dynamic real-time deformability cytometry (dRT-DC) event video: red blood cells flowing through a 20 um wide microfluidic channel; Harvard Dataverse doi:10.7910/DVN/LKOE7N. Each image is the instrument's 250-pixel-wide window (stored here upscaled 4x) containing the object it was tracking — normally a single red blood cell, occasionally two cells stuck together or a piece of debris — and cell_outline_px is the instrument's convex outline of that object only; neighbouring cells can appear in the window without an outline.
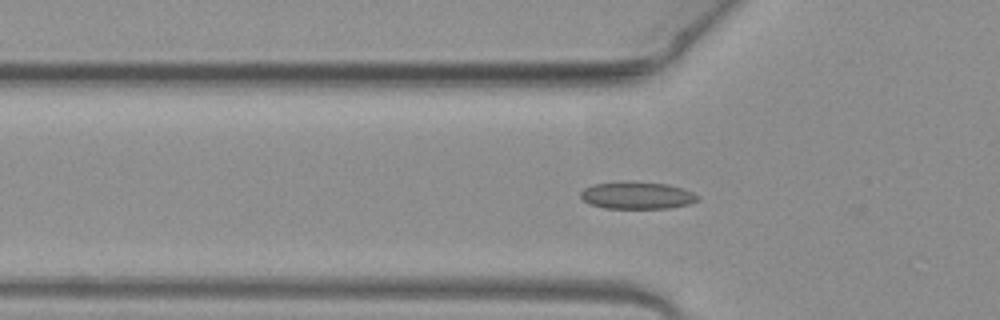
{"species": "common noctule bat (a hibernating species)", "species_latin": "Nyctalus noctula", "temperature_condition": "warm", "stored_images_in_passage": 52, "camera_frame_rate_fps": 3000, "um_per_image_px": 0.085, "animal": {"sex": "female", "body_mass_g": 19.3, "forearm_length_mm": 54.1}, "frame": {"image": 1, "passage_image": 17, "time_ms": 5.333, "image_size_px": [1000, 320], "cell_outline_px": [[700, 200], [688, 204], [668, 208], [604, 208], [588, 204], [580, 196], [580, 192], [584, 188], [592, 184], [668, 184], [684, 188], [700, 196]], "centroid_in_image_um": [54.18, 16.65], "position_along_channel_um": 71.6, "area_um2": 17.86}}
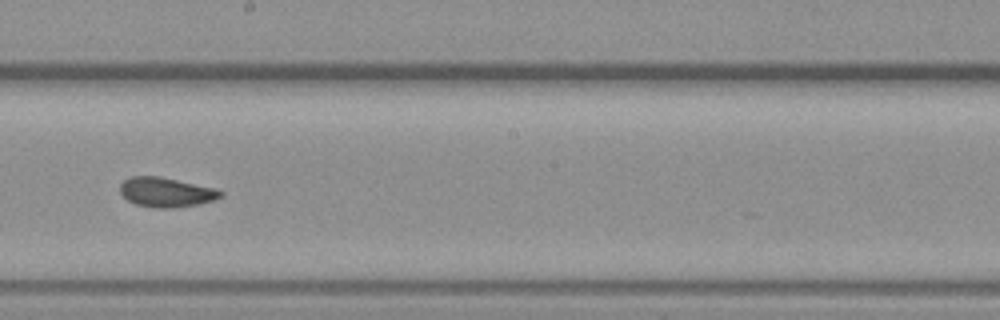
{"frame": {"image": 2, "passage_image": 29, "time_ms": 9.333, "image_size_px": [1000, 320], "cell_outline_px": [[224, 192], [220, 196], [212, 200], [196, 204], [172, 208], [156, 208], [136, 204], [128, 200], [120, 192], [120, 184], [124, 180], [132, 176], [160, 176], [216, 188]], "centroid_in_image_um": [14.1, 16.32], "position_along_channel_um": 234.1, "area_um2": 17.17}}
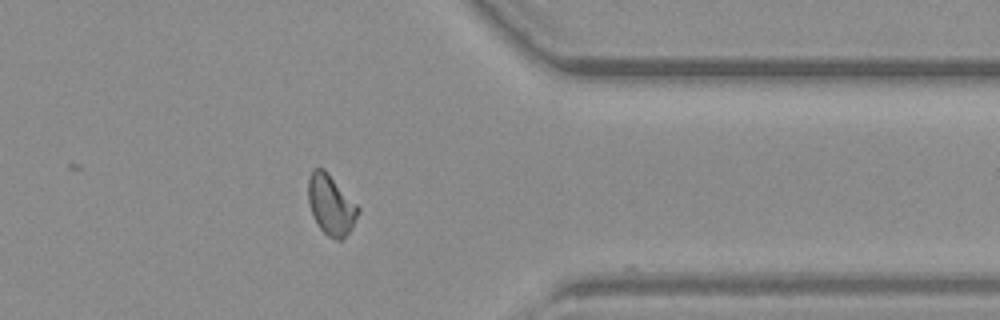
{"frame": {"image": 3, "passage_image": 41, "time_ms": 13.333, "image_size_px": [1000, 320], "cell_outline_px": [[360, 212], [352, 228], [340, 240], [336, 240], [328, 236], [320, 228], [312, 216], [308, 200], [308, 176], [312, 168], [324, 168], [328, 172], [360, 208]], "centroid_in_image_um": [28.12, 17.39], "position_along_channel_um": 383.3, "area_um2": 17.57}, "authors_computed_cell_mechanics": {"area_um2": 17.5423, "velocity_mm_per_s": 4.0468, "shape_relaxation_time_tau1_ms": 3.743, "shape_relaxation_time_tau2_ms": 1.581, "deformation_change_tau1": 0.1157, "deformation_change_tau2": 0.0733}}